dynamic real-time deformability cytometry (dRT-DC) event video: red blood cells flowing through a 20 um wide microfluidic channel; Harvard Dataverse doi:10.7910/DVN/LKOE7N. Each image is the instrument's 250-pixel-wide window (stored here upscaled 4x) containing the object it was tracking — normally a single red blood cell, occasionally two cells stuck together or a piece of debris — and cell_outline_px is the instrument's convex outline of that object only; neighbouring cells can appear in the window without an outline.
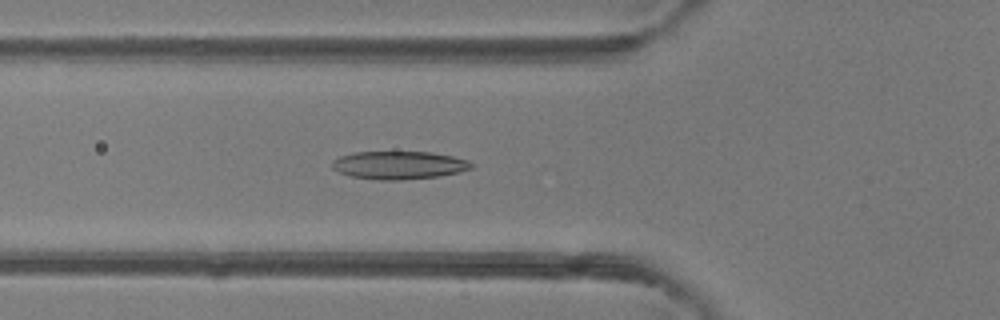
{"species": "common noctule bat (a hibernating species)", "species_latin": "Nyctalus noctula", "temperature_condition": "room temperature", "stored_images_in_passage": 49, "camera_frame_rate_fps": 3000, "um_per_image_px": 0.085, "animal": {"sex": "female"}, "frame": {"image": 1, "passage_image": 18, "time_ms": 5.667, "image_size_px": [1000, 320], "cell_outline_px": [[472, 168], [460, 172], [440, 176], [400, 180], [376, 180], [352, 176], [340, 172], [332, 168], [332, 160], [340, 156], [352, 152], [432, 152], [452, 156], [468, 160], [472, 164]], "centroid_in_image_um": [33.91, 14.04], "position_along_channel_um": 91.9, "area_um2": 22.77}}
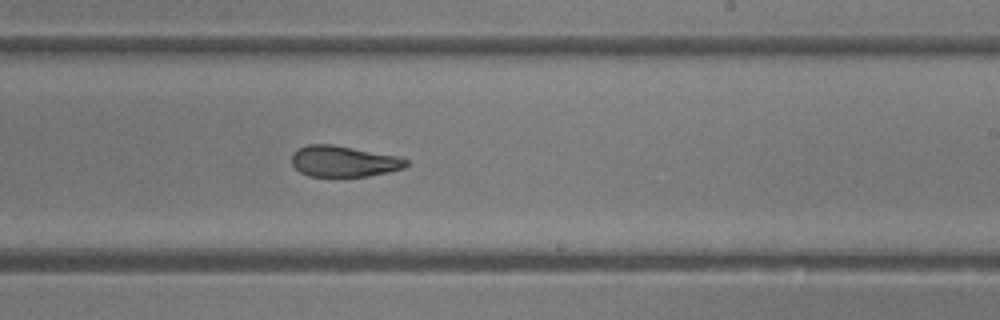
{"frame": {"image": 2, "passage_image": 30, "time_ms": 9.667, "image_size_px": [1000, 320], "cell_outline_px": [[408, 164], [404, 168], [388, 172], [368, 176], [308, 176], [300, 172], [292, 164], [292, 152], [308, 144], [332, 144], [396, 156], [408, 160]], "centroid_in_image_um": [29.19, 13.71], "position_along_channel_um": 259.8, "area_um2": 20.52}}
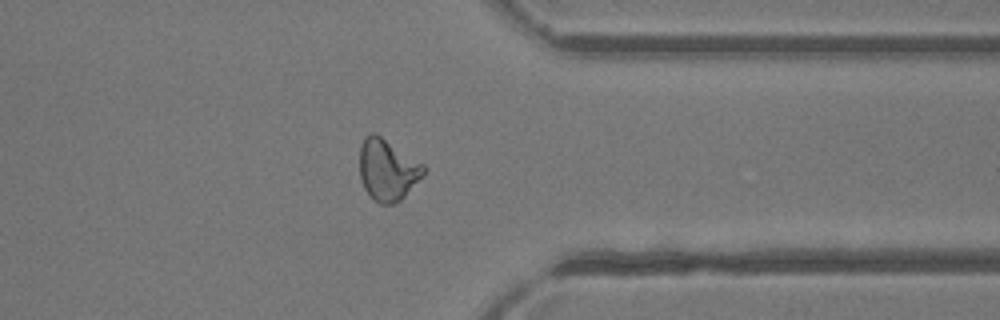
{"frame": {"image": 3, "passage_image": 39, "time_ms": 12.667, "image_size_px": [1000, 320], "cell_outline_px": [[424, 172], [404, 196], [400, 200], [392, 204], [380, 204], [372, 200], [364, 188], [360, 180], [360, 144], [364, 136], [368, 132], [376, 132], [424, 164]], "centroid_in_image_um": [32.88, 14.4], "position_along_channel_um": 378.5, "area_um2": 23.0}, "authors_computed_cell_mechanics": {"area_um2": 22.7732, "velocity_mm_per_s": 4.1836, "shape_relaxation_time_tau1_ms": null, "shape_relaxation_time_tau2_ms": 3.3953, "deformation_change_tau1": null, "deformation_change_tau2": 0.1093}}